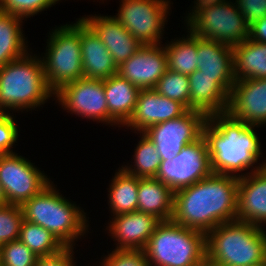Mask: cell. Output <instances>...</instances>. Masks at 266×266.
Segmentation results:
<instances>
[{
    "instance_id": "6da1fadb",
    "label": "cell",
    "mask_w": 266,
    "mask_h": 266,
    "mask_svg": "<svg viewBox=\"0 0 266 266\" xmlns=\"http://www.w3.org/2000/svg\"><path fill=\"white\" fill-rule=\"evenodd\" d=\"M239 177L212 173L174 192L172 220L207 234L218 225L236 220Z\"/></svg>"
},
{
    "instance_id": "7a4b0ae2",
    "label": "cell",
    "mask_w": 266,
    "mask_h": 266,
    "mask_svg": "<svg viewBox=\"0 0 266 266\" xmlns=\"http://www.w3.org/2000/svg\"><path fill=\"white\" fill-rule=\"evenodd\" d=\"M257 127L236 120L227 112L208 116L203 136L213 173L242 177L266 166V159L260 162L263 152Z\"/></svg>"
},
{
    "instance_id": "3957f363",
    "label": "cell",
    "mask_w": 266,
    "mask_h": 266,
    "mask_svg": "<svg viewBox=\"0 0 266 266\" xmlns=\"http://www.w3.org/2000/svg\"><path fill=\"white\" fill-rule=\"evenodd\" d=\"M59 191L52 181L21 205L23 217L50 231L65 247L76 248L75 242L89 233V217L82 207Z\"/></svg>"
},
{
    "instance_id": "277c9868",
    "label": "cell",
    "mask_w": 266,
    "mask_h": 266,
    "mask_svg": "<svg viewBox=\"0 0 266 266\" xmlns=\"http://www.w3.org/2000/svg\"><path fill=\"white\" fill-rule=\"evenodd\" d=\"M53 97L42 61L31 50L22 58L0 67V112H32L43 108L42 105Z\"/></svg>"
},
{
    "instance_id": "5b68a950",
    "label": "cell",
    "mask_w": 266,
    "mask_h": 266,
    "mask_svg": "<svg viewBox=\"0 0 266 266\" xmlns=\"http://www.w3.org/2000/svg\"><path fill=\"white\" fill-rule=\"evenodd\" d=\"M207 258L219 266H266V230L239 220L206 234Z\"/></svg>"
},
{
    "instance_id": "8992f818",
    "label": "cell",
    "mask_w": 266,
    "mask_h": 266,
    "mask_svg": "<svg viewBox=\"0 0 266 266\" xmlns=\"http://www.w3.org/2000/svg\"><path fill=\"white\" fill-rule=\"evenodd\" d=\"M193 4L183 17L185 28L193 35L232 47L249 38V25L236 1L194 0Z\"/></svg>"
},
{
    "instance_id": "52a82bcc",
    "label": "cell",
    "mask_w": 266,
    "mask_h": 266,
    "mask_svg": "<svg viewBox=\"0 0 266 266\" xmlns=\"http://www.w3.org/2000/svg\"><path fill=\"white\" fill-rule=\"evenodd\" d=\"M144 252L150 266H194L207 257L206 234L161 221Z\"/></svg>"
},
{
    "instance_id": "ba28073f",
    "label": "cell",
    "mask_w": 266,
    "mask_h": 266,
    "mask_svg": "<svg viewBox=\"0 0 266 266\" xmlns=\"http://www.w3.org/2000/svg\"><path fill=\"white\" fill-rule=\"evenodd\" d=\"M40 57L49 88L55 93L65 84L84 78L81 55V18L53 27ZM44 55V56H43Z\"/></svg>"
},
{
    "instance_id": "9c48e42d",
    "label": "cell",
    "mask_w": 266,
    "mask_h": 266,
    "mask_svg": "<svg viewBox=\"0 0 266 266\" xmlns=\"http://www.w3.org/2000/svg\"><path fill=\"white\" fill-rule=\"evenodd\" d=\"M113 17L142 45L162 44L171 15V0H120ZM168 18V19H167Z\"/></svg>"
},
{
    "instance_id": "30bf717a",
    "label": "cell",
    "mask_w": 266,
    "mask_h": 266,
    "mask_svg": "<svg viewBox=\"0 0 266 266\" xmlns=\"http://www.w3.org/2000/svg\"><path fill=\"white\" fill-rule=\"evenodd\" d=\"M212 173L208 145L202 135L193 143L185 145L176 157L161 160L155 178L176 192Z\"/></svg>"
},
{
    "instance_id": "8fae6325",
    "label": "cell",
    "mask_w": 266,
    "mask_h": 266,
    "mask_svg": "<svg viewBox=\"0 0 266 266\" xmlns=\"http://www.w3.org/2000/svg\"><path fill=\"white\" fill-rule=\"evenodd\" d=\"M18 154H0V184L7 203L21 206L52 180L35 163Z\"/></svg>"
},
{
    "instance_id": "7c38bea8",
    "label": "cell",
    "mask_w": 266,
    "mask_h": 266,
    "mask_svg": "<svg viewBox=\"0 0 266 266\" xmlns=\"http://www.w3.org/2000/svg\"><path fill=\"white\" fill-rule=\"evenodd\" d=\"M55 103L71 115L109 125L104 79L80 78L54 93Z\"/></svg>"
},
{
    "instance_id": "4fadbf2b",
    "label": "cell",
    "mask_w": 266,
    "mask_h": 266,
    "mask_svg": "<svg viewBox=\"0 0 266 266\" xmlns=\"http://www.w3.org/2000/svg\"><path fill=\"white\" fill-rule=\"evenodd\" d=\"M208 117L195 110H188L182 116L154 124L143 133L151 140L161 160L174 158L187 144L203 135V127Z\"/></svg>"
},
{
    "instance_id": "5bb4252c",
    "label": "cell",
    "mask_w": 266,
    "mask_h": 266,
    "mask_svg": "<svg viewBox=\"0 0 266 266\" xmlns=\"http://www.w3.org/2000/svg\"><path fill=\"white\" fill-rule=\"evenodd\" d=\"M227 113L246 124L266 126V78L236 80Z\"/></svg>"
},
{
    "instance_id": "9a60e30c",
    "label": "cell",
    "mask_w": 266,
    "mask_h": 266,
    "mask_svg": "<svg viewBox=\"0 0 266 266\" xmlns=\"http://www.w3.org/2000/svg\"><path fill=\"white\" fill-rule=\"evenodd\" d=\"M167 70V55L163 44L142 45L127 61L118 66L117 73L142 89H154Z\"/></svg>"
},
{
    "instance_id": "2e32d148",
    "label": "cell",
    "mask_w": 266,
    "mask_h": 266,
    "mask_svg": "<svg viewBox=\"0 0 266 266\" xmlns=\"http://www.w3.org/2000/svg\"><path fill=\"white\" fill-rule=\"evenodd\" d=\"M110 219L105 230L115 241V249L144 250L149 238L161 222L156 216L140 211L122 213L111 216Z\"/></svg>"
},
{
    "instance_id": "e0dca14e",
    "label": "cell",
    "mask_w": 266,
    "mask_h": 266,
    "mask_svg": "<svg viewBox=\"0 0 266 266\" xmlns=\"http://www.w3.org/2000/svg\"><path fill=\"white\" fill-rule=\"evenodd\" d=\"M187 111L182 103L158 94L154 89H142L133 115L123 127L140 133L154 124L176 119Z\"/></svg>"
},
{
    "instance_id": "ac0fdd59",
    "label": "cell",
    "mask_w": 266,
    "mask_h": 266,
    "mask_svg": "<svg viewBox=\"0 0 266 266\" xmlns=\"http://www.w3.org/2000/svg\"><path fill=\"white\" fill-rule=\"evenodd\" d=\"M99 37L117 66L135 54L142 44L113 17L91 14L80 17Z\"/></svg>"
},
{
    "instance_id": "d6986e66",
    "label": "cell",
    "mask_w": 266,
    "mask_h": 266,
    "mask_svg": "<svg viewBox=\"0 0 266 266\" xmlns=\"http://www.w3.org/2000/svg\"><path fill=\"white\" fill-rule=\"evenodd\" d=\"M236 220L265 229L266 166L239 177Z\"/></svg>"
},
{
    "instance_id": "ffe728a7",
    "label": "cell",
    "mask_w": 266,
    "mask_h": 266,
    "mask_svg": "<svg viewBox=\"0 0 266 266\" xmlns=\"http://www.w3.org/2000/svg\"><path fill=\"white\" fill-rule=\"evenodd\" d=\"M197 61L201 74L216 76V81L231 93L236 81L232 46L197 37Z\"/></svg>"
},
{
    "instance_id": "44dd1931",
    "label": "cell",
    "mask_w": 266,
    "mask_h": 266,
    "mask_svg": "<svg viewBox=\"0 0 266 266\" xmlns=\"http://www.w3.org/2000/svg\"><path fill=\"white\" fill-rule=\"evenodd\" d=\"M190 83V110L203 112L207 117L226 113L229 93L216 81V76L196 70L188 76Z\"/></svg>"
},
{
    "instance_id": "7402d4cb",
    "label": "cell",
    "mask_w": 266,
    "mask_h": 266,
    "mask_svg": "<svg viewBox=\"0 0 266 266\" xmlns=\"http://www.w3.org/2000/svg\"><path fill=\"white\" fill-rule=\"evenodd\" d=\"M104 91L109 125L122 129L133 115L140 89L116 73L104 79Z\"/></svg>"
},
{
    "instance_id": "603a6c76",
    "label": "cell",
    "mask_w": 266,
    "mask_h": 266,
    "mask_svg": "<svg viewBox=\"0 0 266 266\" xmlns=\"http://www.w3.org/2000/svg\"><path fill=\"white\" fill-rule=\"evenodd\" d=\"M81 55L84 78L106 79L118 66L96 33L81 19Z\"/></svg>"
},
{
    "instance_id": "cb8c5ba5",
    "label": "cell",
    "mask_w": 266,
    "mask_h": 266,
    "mask_svg": "<svg viewBox=\"0 0 266 266\" xmlns=\"http://www.w3.org/2000/svg\"><path fill=\"white\" fill-rule=\"evenodd\" d=\"M137 211L172 220L174 192L156 178H139Z\"/></svg>"
},
{
    "instance_id": "d4e9b609",
    "label": "cell",
    "mask_w": 266,
    "mask_h": 266,
    "mask_svg": "<svg viewBox=\"0 0 266 266\" xmlns=\"http://www.w3.org/2000/svg\"><path fill=\"white\" fill-rule=\"evenodd\" d=\"M24 18L0 11V67L22 58L30 50L23 33Z\"/></svg>"
},
{
    "instance_id": "484cf974",
    "label": "cell",
    "mask_w": 266,
    "mask_h": 266,
    "mask_svg": "<svg viewBox=\"0 0 266 266\" xmlns=\"http://www.w3.org/2000/svg\"><path fill=\"white\" fill-rule=\"evenodd\" d=\"M236 80L266 78V43L247 38L233 47Z\"/></svg>"
},
{
    "instance_id": "4316f807",
    "label": "cell",
    "mask_w": 266,
    "mask_h": 266,
    "mask_svg": "<svg viewBox=\"0 0 266 266\" xmlns=\"http://www.w3.org/2000/svg\"><path fill=\"white\" fill-rule=\"evenodd\" d=\"M111 179L107 188L111 216L137 211L139 178L119 167Z\"/></svg>"
},
{
    "instance_id": "83f0119b",
    "label": "cell",
    "mask_w": 266,
    "mask_h": 266,
    "mask_svg": "<svg viewBox=\"0 0 266 266\" xmlns=\"http://www.w3.org/2000/svg\"><path fill=\"white\" fill-rule=\"evenodd\" d=\"M186 32L187 36H179L163 45L167 55V69L189 76L197 70V36L188 29Z\"/></svg>"
},
{
    "instance_id": "f1b7e54d",
    "label": "cell",
    "mask_w": 266,
    "mask_h": 266,
    "mask_svg": "<svg viewBox=\"0 0 266 266\" xmlns=\"http://www.w3.org/2000/svg\"><path fill=\"white\" fill-rule=\"evenodd\" d=\"M136 134H140V140L134 147L131 158L134 162H127V165L123 164L121 167L138 178H155L161 163L160 155L154 143L143 132Z\"/></svg>"
},
{
    "instance_id": "f546056e",
    "label": "cell",
    "mask_w": 266,
    "mask_h": 266,
    "mask_svg": "<svg viewBox=\"0 0 266 266\" xmlns=\"http://www.w3.org/2000/svg\"><path fill=\"white\" fill-rule=\"evenodd\" d=\"M19 240L37 257L52 256L65 248L50 231L26 220L22 222Z\"/></svg>"
},
{
    "instance_id": "4dcf8cb0",
    "label": "cell",
    "mask_w": 266,
    "mask_h": 266,
    "mask_svg": "<svg viewBox=\"0 0 266 266\" xmlns=\"http://www.w3.org/2000/svg\"><path fill=\"white\" fill-rule=\"evenodd\" d=\"M190 83L187 75L167 69L154 90L169 99L182 103L190 110Z\"/></svg>"
},
{
    "instance_id": "1f68e13d",
    "label": "cell",
    "mask_w": 266,
    "mask_h": 266,
    "mask_svg": "<svg viewBox=\"0 0 266 266\" xmlns=\"http://www.w3.org/2000/svg\"><path fill=\"white\" fill-rule=\"evenodd\" d=\"M23 220L20 205L7 204L0 207V247L5 243L19 240Z\"/></svg>"
},
{
    "instance_id": "d6a6232c",
    "label": "cell",
    "mask_w": 266,
    "mask_h": 266,
    "mask_svg": "<svg viewBox=\"0 0 266 266\" xmlns=\"http://www.w3.org/2000/svg\"><path fill=\"white\" fill-rule=\"evenodd\" d=\"M60 3L59 0H0V11L27 20Z\"/></svg>"
},
{
    "instance_id": "836d02e7",
    "label": "cell",
    "mask_w": 266,
    "mask_h": 266,
    "mask_svg": "<svg viewBox=\"0 0 266 266\" xmlns=\"http://www.w3.org/2000/svg\"><path fill=\"white\" fill-rule=\"evenodd\" d=\"M38 257L20 240L5 243L0 247L2 266H34Z\"/></svg>"
},
{
    "instance_id": "e575fe53",
    "label": "cell",
    "mask_w": 266,
    "mask_h": 266,
    "mask_svg": "<svg viewBox=\"0 0 266 266\" xmlns=\"http://www.w3.org/2000/svg\"><path fill=\"white\" fill-rule=\"evenodd\" d=\"M103 254L99 266H150L144 250L113 249Z\"/></svg>"
},
{
    "instance_id": "d590c367",
    "label": "cell",
    "mask_w": 266,
    "mask_h": 266,
    "mask_svg": "<svg viewBox=\"0 0 266 266\" xmlns=\"http://www.w3.org/2000/svg\"><path fill=\"white\" fill-rule=\"evenodd\" d=\"M16 114L0 112V154L16 153L13 148L20 136ZM15 145V146H14Z\"/></svg>"
},
{
    "instance_id": "8d00e7d4",
    "label": "cell",
    "mask_w": 266,
    "mask_h": 266,
    "mask_svg": "<svg viewBox=\"0 0 266 266\" xmlns=\"http://www.w3.org/2000/svg\"><path fill=\"white\" fill-rule=\"evenodd\" d=\"M245 22L251 26L266 16V0H235Z\"/></svg>"
},
{
    "instance_id": "74e56055",
    "label": "cell",
    "mask_w": 266,
    "mask_h": 266,
    "mask_svg": "<svg viewBox=\"0 0 266 266\" xmlns=\"http://www.w3.org/2000/svg\"><path fill=\"white\" fill-rule=\"evenodd\" d=\"M74 254V248L65 247L55 255L38 257L34 266H77Z\"/></svg>"
},
{
    "instance_id": "f35d334b",
    "label": "cell",
    "mask_w": 266,
    "mask_h": 266,
    "mask_svg": "<svg viewBox=\"0 0 266 266\" xmlns=\"http://www.w3.org/2000/svg\"><path fill=\"white\" fill-rule=\"evenodd\" d=\"M249 39L266 43V16L249 26Z\"/></svg>"
},
{
    "instance_id": "ab89813d",
    "label": "cell",
    "mask_w": 266,
    "mask_h": 266,
    "mask_svg": "<svg viewBox=\"0 0 266 266\" xmlns=\"http://www.w3.org/2000/svg\"><path fill=\"white\" fill-rule=\"evenodd\" d=\"M194 266H219L215 262L210 261L207 257L201 261L200 263L194 265Z\"/></svg>"
},
{
    "instance_id": "60d3db41",
    "label": "cell",
    "mask_w": 266,
    "mask_h": 266,
    "mask_svg": "<svg viewBox=\"0 0 266 266\" xmlns=\"http://www.w3.org/2000/svg\"><path fill=\"white\" fill-rule=\"evenodd\" d=\"M7 199H6V196L4 194V191H3V188L0 184V207L1 206H4V205H7Z\"/></svg>"
}]
</instances>
